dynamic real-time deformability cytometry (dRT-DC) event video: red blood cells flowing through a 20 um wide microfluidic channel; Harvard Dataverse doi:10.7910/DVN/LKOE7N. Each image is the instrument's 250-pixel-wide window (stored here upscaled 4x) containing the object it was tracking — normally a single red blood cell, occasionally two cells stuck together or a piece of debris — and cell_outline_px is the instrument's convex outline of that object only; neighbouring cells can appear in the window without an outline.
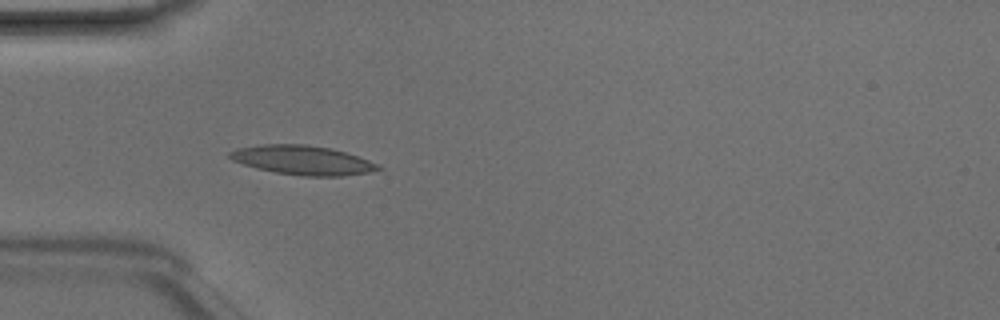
{"species": "Egyptian fruit bat (a non-hibernating species)", "species_latin": "Rousettus aegyptiacus", "temperature_condition": "room temperature", "stored_images_in_passage": 35, "camera_frame_rate_fps": 3000, "um_per_image_px": 0.085, "animal": {"sex": "male"}, "frame": {"image": 1, "passage_image": 1, "time_ms": 0.0, "image_size_px": [1000, 320], "cell_outline_px": [[384, 168], [368, 172], [344, 176], [304, 176], [276, 172], [256, 168], [232, 160], [228, 156], [228, 152], [236, 148], [260, 144], [304, 144], [332, 148], [380, 164]], "centroid_in_image_um": [25.71, 13.6], "position_along_channel_um": 59.3, "area_um2": 25.26}}
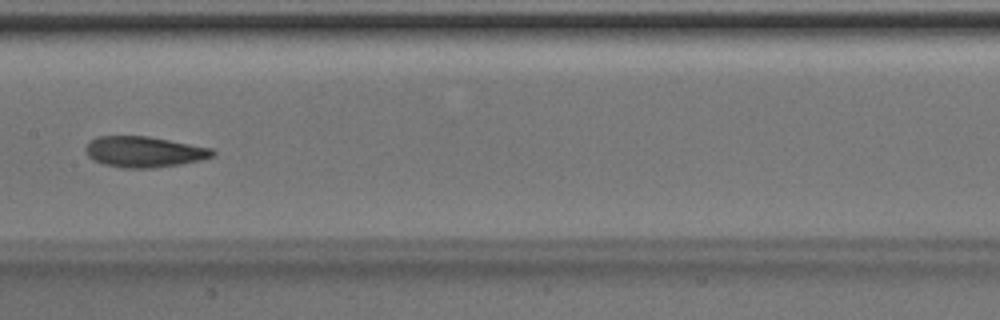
{"frame": {"image": 2, "passage_image": 11, "time_ms": 3.333, "image_size_px": [1000, 320], "cell_outline_px": [[216, 156], [200, 160], [180, 164], [156, 168], [124, 168], [104, 164], [92, 160], [88, 156], [84, 148], [96, 136], [148, 136], [212, 148], [216, 152]], "centroid_in_image_um": [12.26, 12.91], "position_along_channel_um": 195.1, "area_um2": 22.89}}
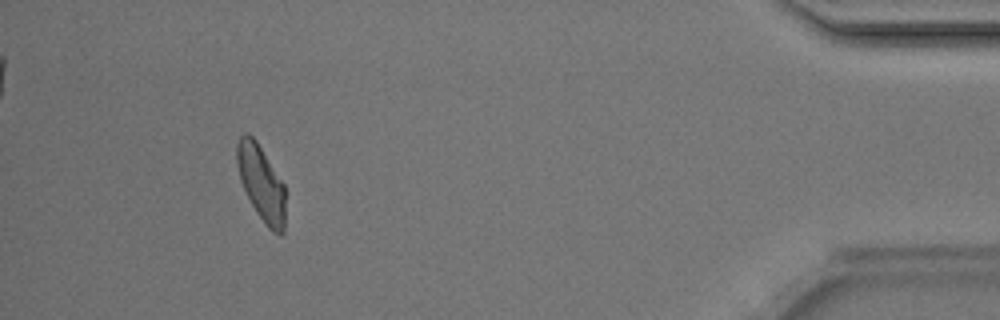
{"frame": {"image": 3, "passage_image": 31, "time_ms": 10.0, "image_size_px": [1000, 320], "cell_outline_px": [[284, 232], [280, 236], [272, 232], [264, 224], [256, 212], [240, 180], [236, 164], [236, 144], [240, 136], [244, 132], [248, 132], [256, 140], [284, 184]], "centroid_in_image_um": [22.19, 15.55], "position_along_channel_um": 413.0, "area_um2": 21.33}, "authors_computed_cell_mechanics": {"area_um2": 22.1374, "velocity_mm_per_s": 4.1915, "shape_relaxation_time_tau1_ms": null, "shape_relaxation_time_tau2_ms": 5.8522, "deformation_change_tau1": null, "deformation_change_tau2": 0.1378}}